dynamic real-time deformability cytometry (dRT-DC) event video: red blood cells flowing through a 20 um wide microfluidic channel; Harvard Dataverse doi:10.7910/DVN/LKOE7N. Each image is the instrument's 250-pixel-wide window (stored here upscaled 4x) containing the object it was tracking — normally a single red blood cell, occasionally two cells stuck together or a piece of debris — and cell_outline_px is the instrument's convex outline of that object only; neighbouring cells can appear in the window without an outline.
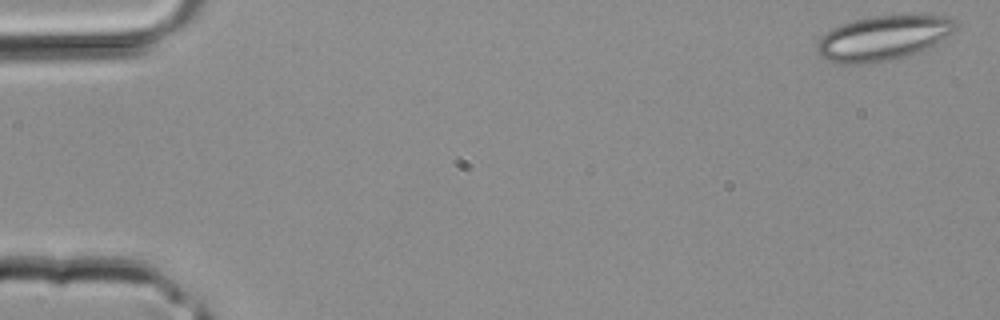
{"species": "common noctule bat (a hibernating species)", "species_latin": "Nyctalus noctula", "temperature_condition": "room temperature", "stored_images_in_passage": 3, "camera_frame_rate_fps": 3000, "um_per_image_px": 0.085, "animal": {"sex": "male", "body_mass_g": 20.4}, "frame": {"image": 1, "passage_image": 1, "time_ms": 0.0, "image_size_px": [1000, 320], "cell_outline_px": [[956, 28], [952, 32], [936, 44], [920, 52], [896, 60], [868, 64], [840, 64], [828, 60], [820, 56], [816, 48], [816, 44], [820, 36], [844, 24], [856, 20], [876, 16], [952, 16], [956, 24]], "centroid_in_image_um": [75.07, 3.27], "position_along_channel_um": 9.9, "area_um2": 36.01}}